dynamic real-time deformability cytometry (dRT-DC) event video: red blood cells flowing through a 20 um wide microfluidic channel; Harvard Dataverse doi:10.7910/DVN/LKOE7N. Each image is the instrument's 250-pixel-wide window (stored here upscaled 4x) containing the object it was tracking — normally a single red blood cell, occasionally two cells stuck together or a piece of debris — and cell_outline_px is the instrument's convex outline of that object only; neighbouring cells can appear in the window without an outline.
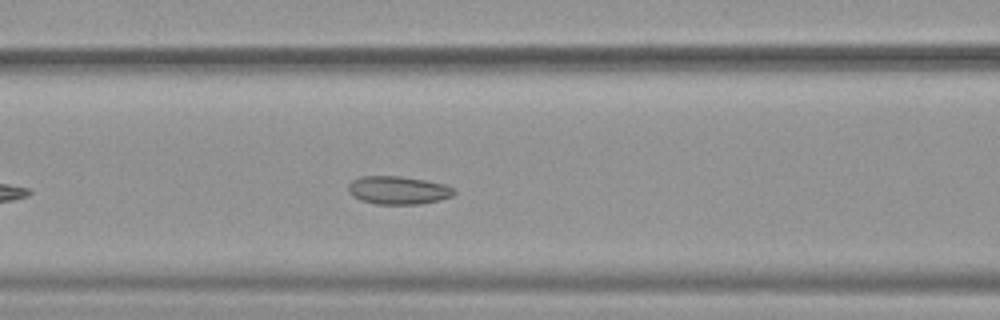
{"species": "common noctule bat (a hibernating species)", "species_latin": "Nyctalus noctula", "temperature_condition": "warm", "stored_images_in_passage": 41, "camera_frame_rate_fps": 3000, "um_per_image_px": 0.085, "animal": {"sex": "female", "body_mass_g": 19.9}, "frame": {"image": 1, "passage_image": 11, "time_ms": 3.333, "image_size_px": [1000, 320], "cell_outline_px": [[456, 192], [452, 196], [440, 200], [420, 204], [376, 204], [360, 200], [352, 196], [348, 192], [348, 184], [352, 180], [360, 176], [400, 176], [424, 180], [444, 184], [456, 188]], "centroid_in_image_um": [33.84, 16.17], "position_along_channel_um": 132.8, "area_um2": 17.51}}
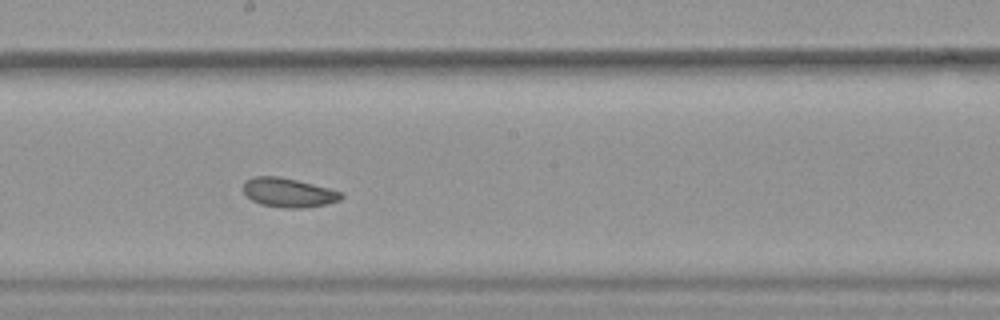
{"frame": {"image": 2, "passage_image": 18, "time_ms": 5.667, "image_size_px": [1000, 320], "cell_outline_px": [[344, 196], [340, 200], [324, 204], [304, 208], [284, 208], [260, 204], [252, 200], [244, 192], [244, 180], [252, 176], [280, 176], [328, 188], [340, 192]], "centroid_in_image_um": [24.48, 16.36], "position_along_channel_um": 223.7, "area_um2": 16.53}}
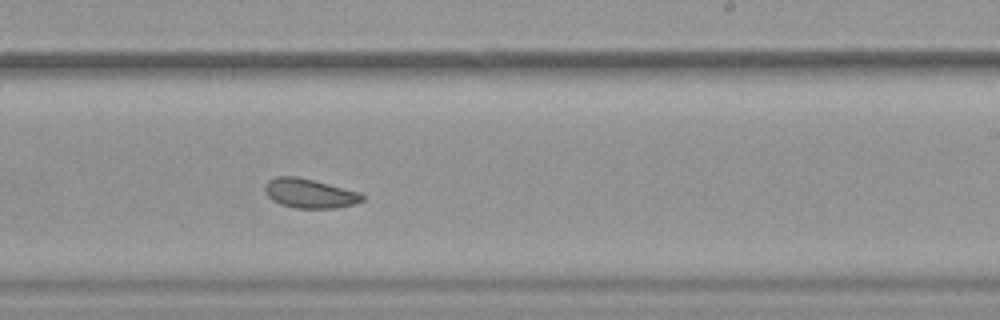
{"frame": {"image": 3, "passage_image": 21, "time_ms": 6.667, "image_size_px": [1000, 320], "cell_outline_px": [[364, 200], [352, 204], [336, 208], [296, 208], [280, 204], [272, 200], [268, 196], [264, 188], [264, 184], [268, 180], [276, 176], [296, 176], [360, 192], [364, 196]], "centroid_in_image_um": [26.29, 16.43], "position_along_channel_um": 262.7, "area_um2": 16.53}, "authors_computed_cell_mechanics": {"area_um2": 17.918, "velocity_mm_per_s": 3.9161, "shape_relaxation_time_tau1_ms": 4.5579, "shape_relaxation_time_tau2_ms": 3.4693, "deformation_change_tau1": 0.0597, "deformation_change_tau2": 0.0873}}